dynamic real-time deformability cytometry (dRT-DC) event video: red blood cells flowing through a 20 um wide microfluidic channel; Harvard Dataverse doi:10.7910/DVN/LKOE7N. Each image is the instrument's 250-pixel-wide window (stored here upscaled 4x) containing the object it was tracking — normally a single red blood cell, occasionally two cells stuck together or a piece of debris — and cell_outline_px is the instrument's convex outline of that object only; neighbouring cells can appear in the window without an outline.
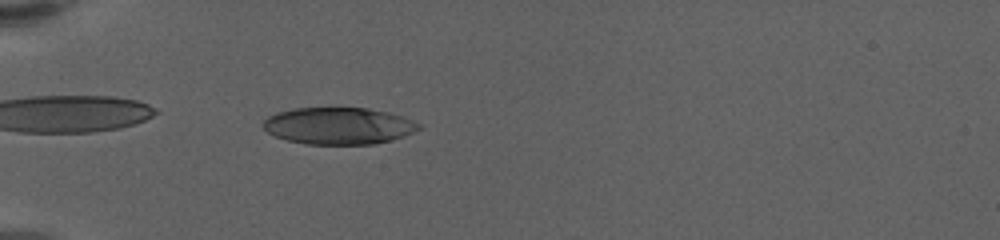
{"species": "human", "species_latin": "Homo sapiens", "temperature_condition": "warm", "stored_images_in_passage": 61, "camera_frame_rate_fps": 3000, "um_per_image_px": 0.085, "donor": {"sex": "female"}, "frame": {"image": 1, "passage_image": 20, "time_ms": 6.333, "image_size_px": [1000, 240], "cell_outline_px": [[420, 128], [404, 136], [376, 144], [304, 144], [288, 140], [276, 136], [268, 132], [264, 128], [264, 120], [268, 116], [276, 112], [292, 108], [368, 108], [388, 112], [412, 120], [420, 124]], "centroid_in_image_um": [28.76, 10.69], "position_along_channel_um": 56.2, "area_um2": 33.29}}
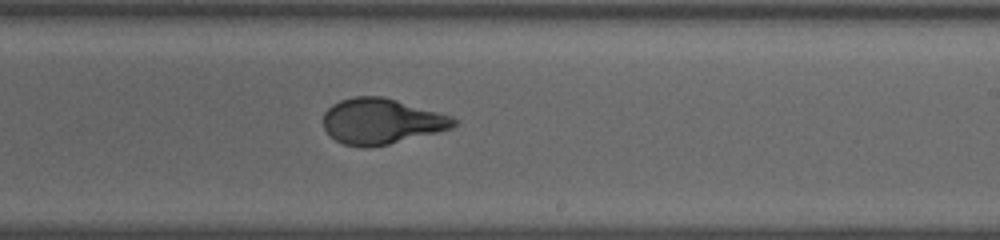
{"frame": {"image": 2, "passage_image": 39, "time_ms": 12.667, "image_size_px": [1000, 240], "cell_outline_px": [[460, 120], [452, 128], [388, 144], [368, 148], [364, 148], [344, 144], [336, 140], [324, 128], [324, 112], [332, 104], [340, 100], [356, 96], [380, 96], [396, 100], [452, 116]], "centroid_in_image_um": [32.42, 10.31], "position_along_channel_um": 256.6, "area_um2": 34.39}}
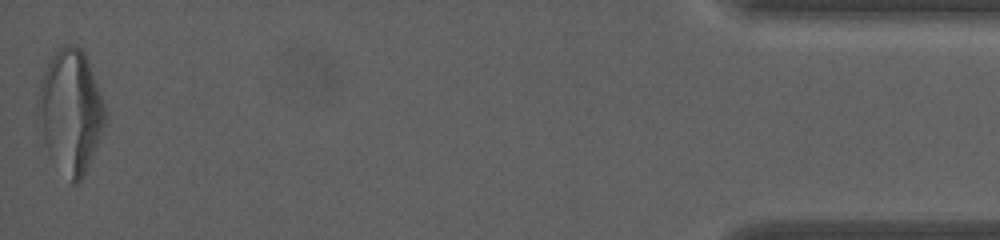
{"frame": {"image": 3, "passage_image": 61, "time_ms": 20.0, "image_size_px": [1000, 240], "cell_outline_px": [[104, 124], [88, 164], [80, 180], [76, 184], [72, 184], [48, 152], [36, 116], [36, 100], [40, 80], [52, 56], [60, 48], [68, 44], [72, 44], [80, 48], [84, 52], [104, 104]], "centroid_in_image_um": [5.94, 9.43], "position_along_channel_um": 429.3, "area_um2": 47.11}, "authors_computed_cell_mechanics": {"area_um2": 35.3158, "velocity_mm_per_s": 3.4368, "shape_relaxation_time_tau1_ms": 6.7105, "shape_relaxation_time_tau2_ms": null, "deformation_change_tau1": 0.2579, "deformation_change_tau2": null}}